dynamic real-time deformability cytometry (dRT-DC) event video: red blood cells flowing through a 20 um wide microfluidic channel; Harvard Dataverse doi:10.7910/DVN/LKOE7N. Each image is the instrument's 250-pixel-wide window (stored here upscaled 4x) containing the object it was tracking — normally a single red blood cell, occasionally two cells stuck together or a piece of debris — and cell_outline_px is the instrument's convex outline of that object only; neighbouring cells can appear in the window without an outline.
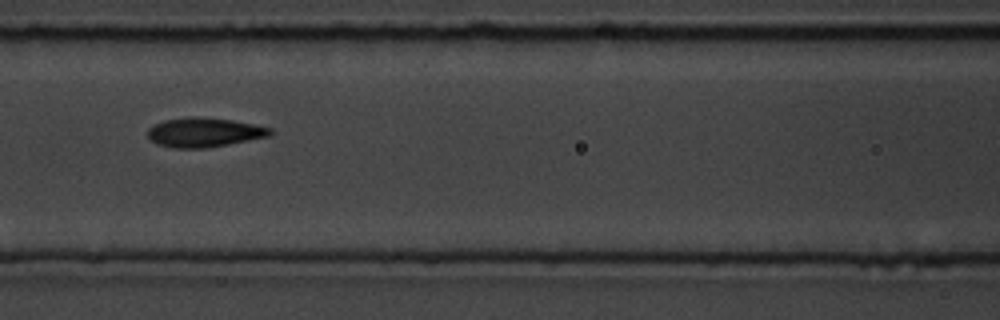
{"species": "common noctule bat (a hibernating species)", "species_latin": "Nyctalus noctula", "temperature_condition": "room temperature", "stored_images_in_passage": 14, "camera_frame_rate_fps": 3000, "um_per_image_px": 0.085, "animal": {"sex": "male", "body_mass_g": 19.5, "forearm_length_mm": 54.6}, "frame": {"image": 1, "passage_image": 5, "time_ms": 5.333, "image_size_px": [1000, 320], "cell_outline_px": [[272, 132], [268, 136], [228, 144], [204, 148], [172, 148], [156, 144], [148, 136], [148, 128], [164, 120], [192, 116], [232, 120], [272, 128]], "centroid_in_image_um": [17.32, 11.25], "position_along_channel_um": 149.3, "area_um2": 20.69}}
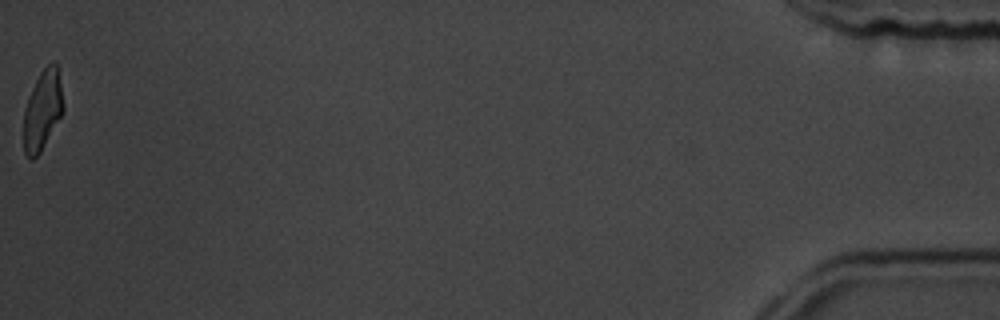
{"frame": {"image": 2, "passage_image": 14, "time_ms": 15.667, "image_size_px": [1000, 320], "cell_outline_px": [[64, 112], [40, 152], [32, 160], [28, 160], [24, 152], [24, 108], [28, 96], [40, 72], [52, 60], [56, 60], [60, 68], [64, 104]], "centroid_in_image_um": [3.65, 9.3], "position_along_channel_um": 431.5, "area_um2": 19.02}, "authors_computed_cell_mechanics": {"area_um2": 20.1722, "velocity_mm_per_s": 3.69, "shape_relaxation_time_tau1_ms": null, "shape_relaxation_time_tau2_ms": 5.3295, "deformation_change_tau1": null, "deformation_change_tau2": 0.1089}}